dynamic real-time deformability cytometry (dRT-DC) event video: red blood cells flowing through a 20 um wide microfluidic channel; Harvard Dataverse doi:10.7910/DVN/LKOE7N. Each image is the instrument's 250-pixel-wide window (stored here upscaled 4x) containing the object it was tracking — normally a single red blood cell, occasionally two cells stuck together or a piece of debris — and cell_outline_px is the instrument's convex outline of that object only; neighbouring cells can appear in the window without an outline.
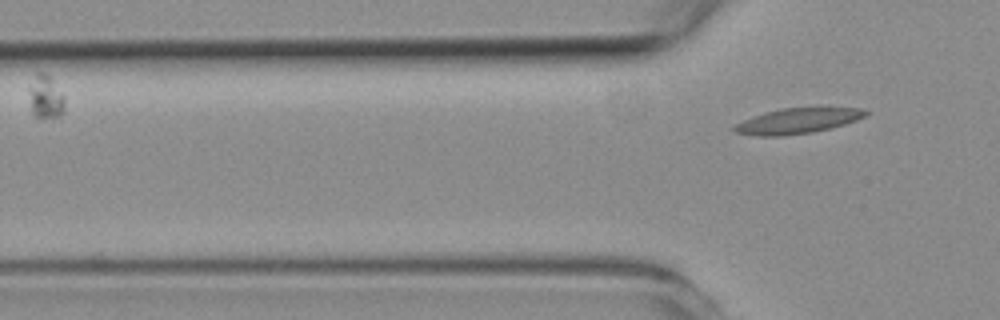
{"species": "common noctule bat (a hibernating species)", "species_latin": "Nyctalus noctula", "temperature_condition": "room temperature", "stored_images_in_passage": 4, "camera_frame_rate_fps": 3000, "um_per_image_px": 0.085, "animal": {"sex": "female", "body_mass_g": 19.3, "forearm_length_mm": 54.1}, "frame": {"image": 1, "passage_image": 4, "time_ms": 3.667, "image_size_px": [1000, 320], "cell_outline_px": [[868, 112], [864, 116], [856, 120], [832, 128], [812, 132], [784, 136], [756, 136], [736, 132], [732, 128], [736, 124], [752, 116], [780, 108], [816, 104], [820, 104], [860, 108]], "centroid_in_image_um": [67.87, 10.21], "position_along_channel_um": 57.9, "area_um2": 20.4}}